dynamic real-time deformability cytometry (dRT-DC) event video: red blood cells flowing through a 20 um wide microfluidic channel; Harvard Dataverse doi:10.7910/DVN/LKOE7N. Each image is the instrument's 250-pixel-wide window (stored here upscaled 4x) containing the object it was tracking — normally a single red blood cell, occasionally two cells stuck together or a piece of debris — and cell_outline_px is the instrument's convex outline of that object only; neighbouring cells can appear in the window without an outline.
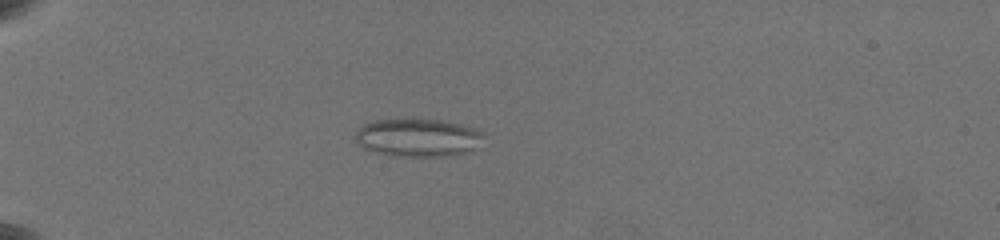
{"species": "common noctule bat (a hibernating species)", "species_latin": "Nyctalus noctula", "temperature_condition": "warm", "stored_images_in_passage": 61, "camera_frame_rate_fps": 3000, "um_per_image_px": 0.085, "animal": {"sex": "female", "body_mass_g": 19.5, "forearm_length_mm": 54.1}, "frame": {"image": 1, "passage_image": 8, "time_ms": 1.667, "image_size_px": [1000, 240], "cell_outline_px": [[484, 136], [480, 148], [468, 152], [452, 156], [392, 156], [376, 152], [364, 148], [356, 140], [356, 128], [364, 124], [376, 120], [444, 120], [460, 124], [484, 132]], "centroid_in_image_um": [35.58, 11.72], "position_along_channel_um": 49.4, "area_um2": 28.55}}
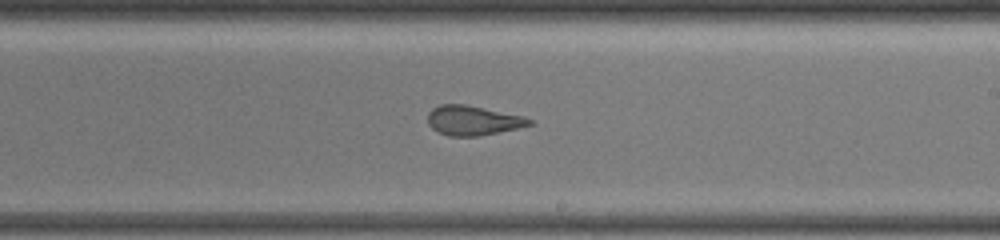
{"frame": {"image": 2, "passage_image": 34, "time_ms": 8.333, "image_size_px": [1000, 240], "cell_outline_px": [[532, 124], [516, 128], [480, 136], [448, 136], [432, 128], [428, 124], [428, 112], [432, 108], [440, 104], [464, 104], [524, 116], [532, 120]], "centroid_in_image_um": [40.17, 10.23], "position_along_channel_um": 248.8, "area_um2": 17.4}}
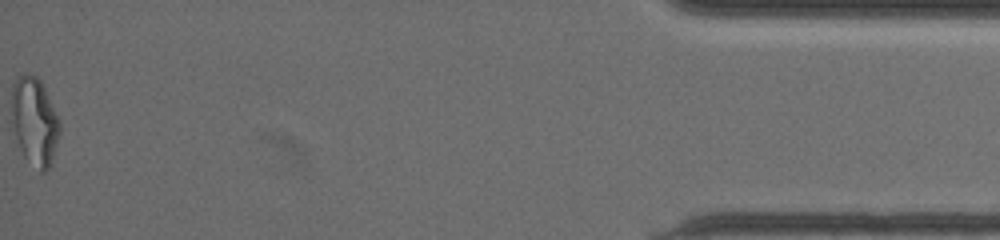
{"frame": {"image": 3, "passage_image": 61, "time_ms": 15.667, "image_size_px": [1000, 240], "cell_outline_px": [[60, 132], [52, 164], [44, 172], [40, 172], [24, 156], [20, 148], [16, 136], [12, 120], [12, 84], [20, 76], [28, 72], [36, 76], [40, 80], [44, 88], [60, 124]], "centroid_in_image_um": [2.94, 10.33], "position_along_channel_um": 432.3, "area_um2": 24.28}, "authors_computed_cell_mechanics": {"area_um2": 20.1144, "velocity_mm_per_s": 3.5711, "shape_relaxation_time_tau1_ms": null, "shape_relaxation_time_tau2_ms": 1.3086, "deformation_change_tau1": null, "deformation_change_tau2": 0.1007}}